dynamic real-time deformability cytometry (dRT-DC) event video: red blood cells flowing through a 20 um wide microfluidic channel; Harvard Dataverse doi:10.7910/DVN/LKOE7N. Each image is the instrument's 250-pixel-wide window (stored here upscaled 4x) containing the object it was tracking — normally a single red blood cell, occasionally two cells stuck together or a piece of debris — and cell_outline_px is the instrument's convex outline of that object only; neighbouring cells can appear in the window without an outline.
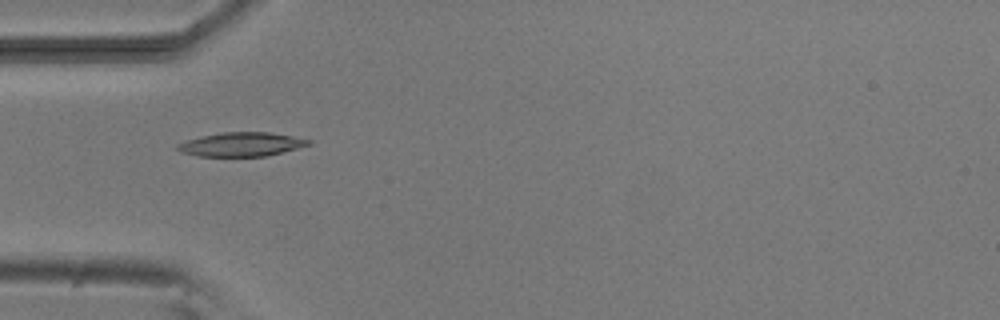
{"species": "common noctule bat (a hibernating species)", "species_latin": "Nyctalus noctula", "temperature_condition": "room temperature", "stored_images_in_passage": 6, "camera_frame_rate_fps": 3000, "um_per_image_px": 0.085, "animal": {"sex": "male", "body_mass_g": 20.5, "forearm_length_mm": 52.5}, "frame": {"image": 1, "passage_image": 5, "time_ms": 4.667, "image_size_px": [1000, 320], "cell_outline_px": [[312, 144], [264, 156], [196, 156], [180, 152], [176, 148], [176, 144], [200, 136], [220, 132], [268, 132], [292, 136], [312, 140]], "centroid_in_image_um": [20.47, 12.26], "position_along_channel_um": 64.5, "area_um2": 18.21}}
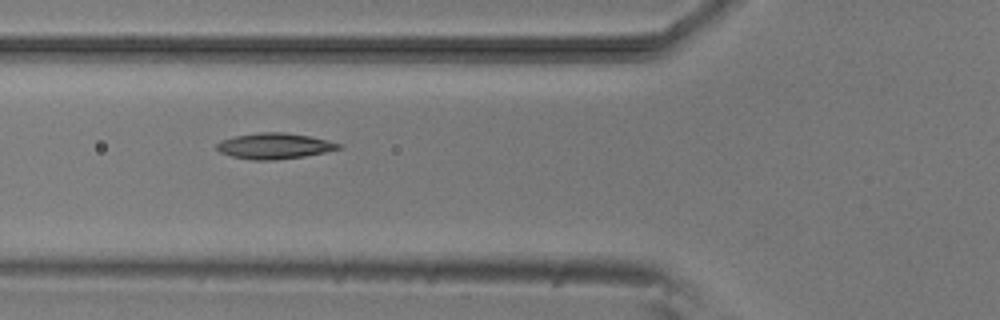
{"frame": {"image": 2, "passage_image": 6, "time_ms": 5.667, "image_size_px": [1000, 320], "cell_outline_px": [[344, 148], [304, 156], [276, 160], [252, 160], [232, 156], [220, 152], [216, 148], [216, 144], [224, 140], [236, 136], [260, 132], [284, 132], [308, 136], [340, 144]], "centroid_in_image_um": [23.32, 12.41], "position_along_channel_um": 102.5, "area_um2": 18.03}}